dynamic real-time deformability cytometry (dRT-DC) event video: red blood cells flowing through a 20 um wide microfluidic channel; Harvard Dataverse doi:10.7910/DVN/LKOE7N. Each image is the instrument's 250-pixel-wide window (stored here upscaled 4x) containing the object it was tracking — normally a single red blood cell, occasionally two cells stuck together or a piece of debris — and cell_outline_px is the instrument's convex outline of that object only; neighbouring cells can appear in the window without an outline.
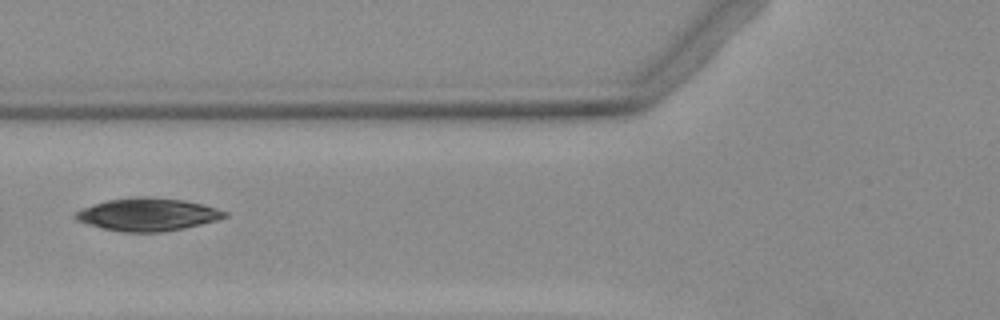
{"species": "Egyptian fruit bat (a non-hibernating species)", "species_latin": "Rousettus aegyptiacus", "temperature_condition": "warm", "stored_images_in_passage": 3, "camera_frame_rate_fps": 3000, "um_per_image_px": 0.085, "animal": {"sex": "female"}, "frame": {"image": 1, "passage_image": 3, "time_ms": 3.333, "image_size_px": [1000, 320], "cell_outline_px": [[228, 216], [216, 220], [184, 228], [160, 232], [124, 232], [104, 228], [88, 224], [76, 220], [72, 216], [76, 212], [92, 204], [108, 200], [136, 196], [148, 196], [184, 200], [204, 204], [228, 212]], "centroid_in_image_um": [12.56, 18.22], "position_along_channel_um": 113.2, "area_um2": 28.44}}